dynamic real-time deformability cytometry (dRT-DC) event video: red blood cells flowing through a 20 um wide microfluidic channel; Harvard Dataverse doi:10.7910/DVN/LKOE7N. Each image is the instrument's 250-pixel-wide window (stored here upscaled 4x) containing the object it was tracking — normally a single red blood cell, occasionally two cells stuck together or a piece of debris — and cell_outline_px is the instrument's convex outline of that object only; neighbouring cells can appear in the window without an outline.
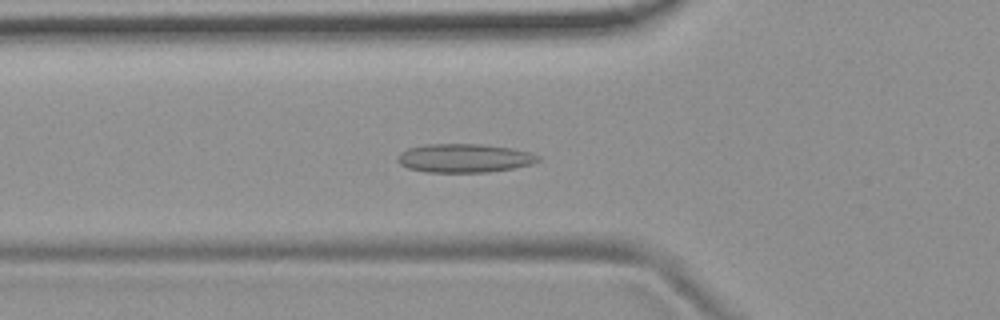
{"species": "common noctule bat (a hibernating species)", "species_latin": "Nyctalus noctula", "temperature_condition": "room temperature", "stored_images_in_passage": 54, "camera_frame_rate_fps": 3000, "um_per_image_px": 0.085, "animal": {"sex": "female", "body_mass_g": 19.9}, "frame": {"image": 1, "passage_image": 18, "time_ms": 5.667, "image_size_px": [1000, 320], "cell_outline_px": [[540, 160], [532, 164], [512, 168], [488, 172], [428, 172], [408, 168], [400, 164], [396, 160], [396, 156], [400, 152], [408, 148], [424, 144], [480, 144], [512, 148], [532, 152], [540, 156]], "centroid_in_image_um": [39.46, 13.43], "position_along_channel_um": 86.3, "area_um2": 23.64}}
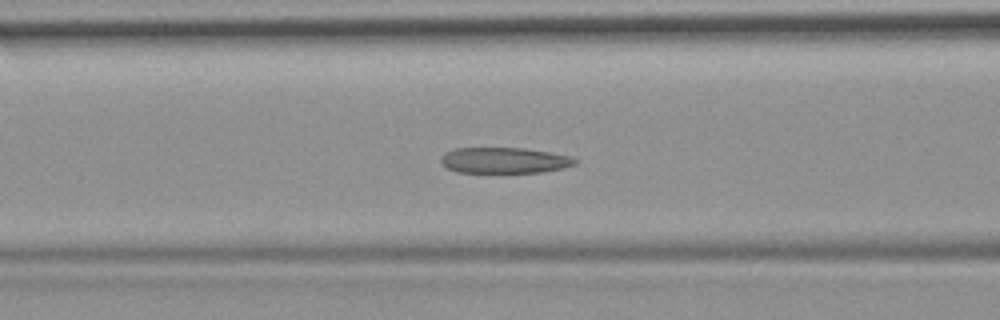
{"frame": {"image": 2, "passage_image": 21, "time_ms": 6.667, "image_size_px": [1000, 320], "cell_outline_px": [[580, 160], [576, 164], [544, 172], [456, 172], [448, 168], [440, 160], [440, 156], [444, 152], [456, 148], [524, 148], [572, 156]], "centroid_in_image_um": [42.88, 13.62], "position_along_channel_um": 123.7, "area_um2": 20.17}}
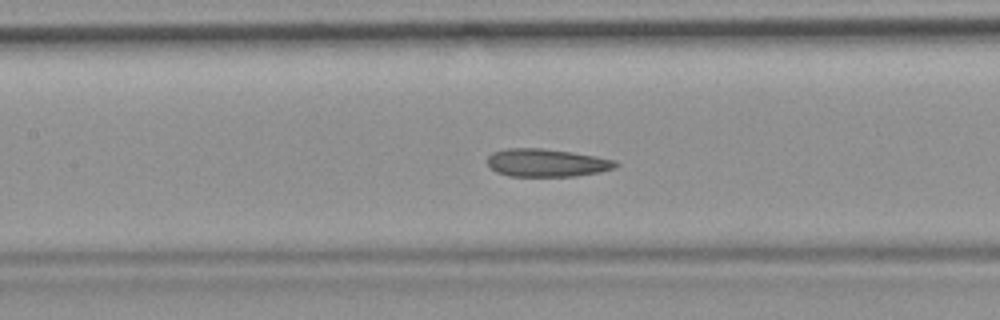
{"frame": {"image": 3, "passage_image": 24, "time_ms": 7.667, "image_size_px": [1000, 320], "cell_outline_px": [[620, 164], [616, 168], [600, 172], [576, 176], [508, 176], [496, 172], [488, 164], [488, 156], [492, 152], [508, 148], [544, 148], [572, 152], [596, 156], [616, 160]], "centroid_in_image_um": [46.5, 13.83], "position_along_channel_um": 160.9, "area_um2": 21.04}}